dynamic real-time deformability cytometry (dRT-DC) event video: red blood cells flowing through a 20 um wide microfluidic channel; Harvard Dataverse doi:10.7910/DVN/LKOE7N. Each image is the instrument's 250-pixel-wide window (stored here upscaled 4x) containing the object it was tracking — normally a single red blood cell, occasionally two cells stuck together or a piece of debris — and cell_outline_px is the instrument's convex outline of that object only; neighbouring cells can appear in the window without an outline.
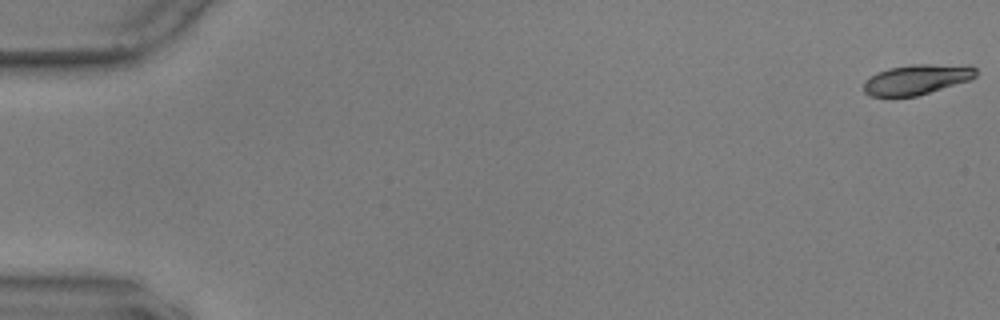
{"species": "common noctule bat (a hibernating species)", "species_latin": "Nyctalus noctula", "temperature_condition": "warm", "stored_images_in_passage": 17, "camera_frame_rate_fps": 3000, "um_per_image_px": 0.085, "animal": {"sex": "male", "body_mass_g": 17.9, "forearm_length_mm": 54.2}, "frame": {"image": 1, "passage_image": 1, "time_ms": 0.0, "image_size_px": [1000, 320], "cell_outline_px": [[976, 76], [972, 80], [916, 96], [868, 96], [864, 92], [864, 80], [876, 72], [888, 68], [912, 64], [972, 64], [976, 68]], "centroid_in_image_um": [77.97, 6.73], "position_along_channel_um": 7.0, "area_um2": 20.11}}
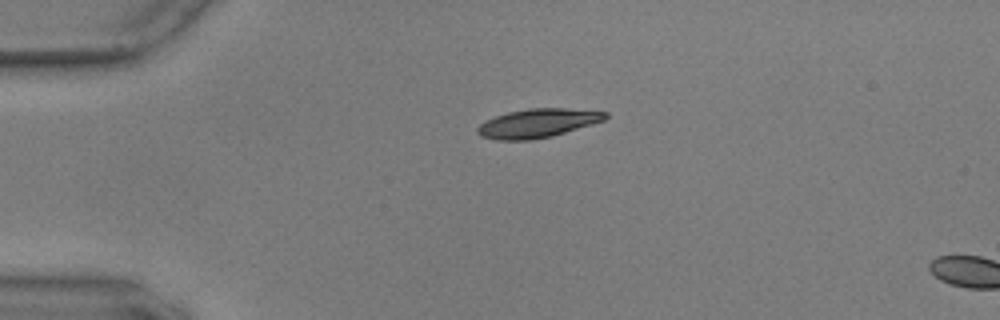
{"frame": {"image": 2, "passage_image": 14, "time_ms": 4.333, "image_size_px": [1000, 320], "cell_outline_px": [[608, 116], [604, 120], [592, 124], [552, 136], [532, 140], [496, 140], [480, 136], [476, 132], [476, 128], [484, 120], [508, 112], [528, 108], [564, 108], [608, 112]], "centroid_in_image_um": [45.66, 10.47], "position_along_channel_um": 39.3, "area_um2": 21.5}}